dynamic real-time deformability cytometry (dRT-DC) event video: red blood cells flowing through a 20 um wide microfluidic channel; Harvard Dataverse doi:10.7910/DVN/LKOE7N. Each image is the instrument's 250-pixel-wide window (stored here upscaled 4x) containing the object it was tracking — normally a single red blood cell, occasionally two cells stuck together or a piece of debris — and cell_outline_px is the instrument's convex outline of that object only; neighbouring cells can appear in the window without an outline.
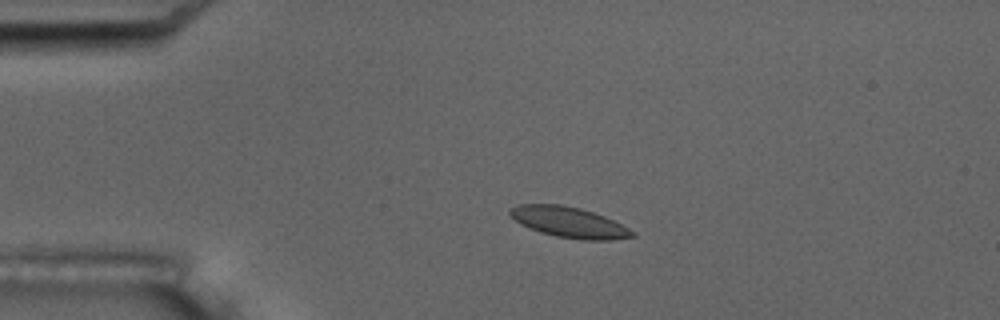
{"species": "common noctule bat (a hibernating species)", "species_latin": "Nyctalus noctula", "temperature_condition": "room temperature", "stored_images_in_passage": 5, "camera_frame_rate_fps": 3000, "um_per_image_px": 0.085, "animal": {"sex": "male", "body_mass_g": 17.5, "forearm_length_mm": 52.3}, "frame": {"image": 1, "passage_image": 4, "time_ms": 3.333, "image_size_px": [1000, 320], "cell_outline_px": [[636, 236], [612, 240], [580, 240], [556, 236], [540, 232], [528, 228], [520, 224], [508, 212], [512, 208], [520, 204], [560, 204], [580, 208], [604, 216], [636, 232]], "centroid_in_image_um": [48.38, 18.9], "position_along_channel_um": 36.6, "area_um2": 21.73}}